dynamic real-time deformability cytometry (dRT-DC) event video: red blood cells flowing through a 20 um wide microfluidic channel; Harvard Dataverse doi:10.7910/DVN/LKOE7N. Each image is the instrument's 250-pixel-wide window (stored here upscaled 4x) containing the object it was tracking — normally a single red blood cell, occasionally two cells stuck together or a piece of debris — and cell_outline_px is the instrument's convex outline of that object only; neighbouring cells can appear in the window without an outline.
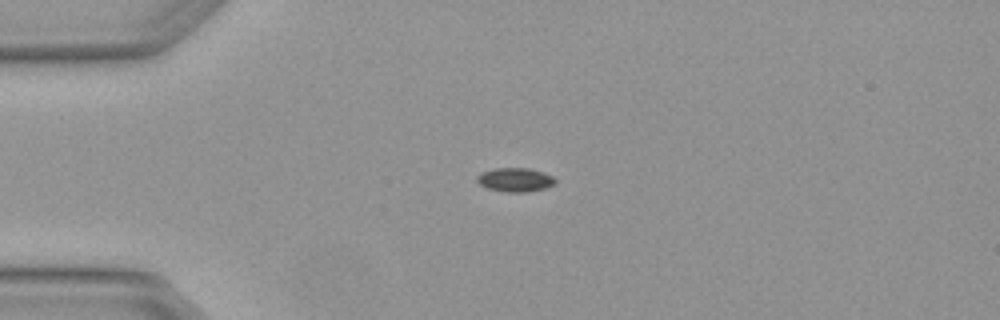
{"species": "Egyptian fruit bat (a non-hibernating species)", "species_latin": "Rousettus aegyptiacus", "temperature_condition": "warm", "stored_images_in_passage": 5, "camera_frame_rate_fps": 3000, "um_per_image_px": 0.085, "animal": {"sex": "female"}, "frame": {"image": 1, "passage_image": 3, "time_ms": 0.667, "image_size_px": [1000, 320], "cell_outline_px": [[556, 184], [544, 188], [524, 192], [504, 192], [488, 188], [480, 184], [476, 180], [476, 176], [480, 172], [496, 168], [528, 168], [544, 172], [552, 176], [556, 180]], "centroid_in_image_um": [43.78, 15.27], "position_along_channel_um": 41.2, "area_um2": 10.92}}